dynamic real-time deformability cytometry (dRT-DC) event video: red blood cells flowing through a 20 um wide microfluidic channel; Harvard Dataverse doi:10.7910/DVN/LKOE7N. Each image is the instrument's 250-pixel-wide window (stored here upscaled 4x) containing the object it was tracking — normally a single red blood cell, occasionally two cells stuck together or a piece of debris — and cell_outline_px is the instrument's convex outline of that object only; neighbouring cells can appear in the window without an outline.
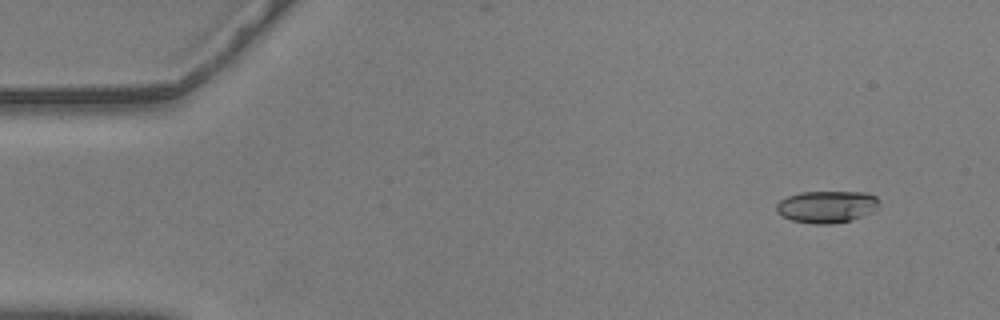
{"species": "common noctule bat (a hibernating species)", "species_latin": "Nyctalus noctula", "temperature_condition": "warm", "stored_images_in_passage": 57, "camera_frame_rate_fps": 3000, "um_per_image_px": 0.085, "animal": {"sex": "male", "body_mass_g": 20.5, "forearm_length_mm": 52.5}, "frame": {"image": 1, "passage_image": 5, "time_ms": 1.333, "image_size_px": [1000, 320], "cell_outline_px": [[880, 204], [876, 212], [852, 220], [832, 224], [812, 224], [792, 220], [780, 216], [776, 212], [776, 204], [780, 200], [788, 196], [800, 192], [868, 192], [876, 196], [880, 200]], "centroid_in_image_um": [70.32, 17.58], "position_along_channel_um": 14.7, "area_um2": 19.71}}
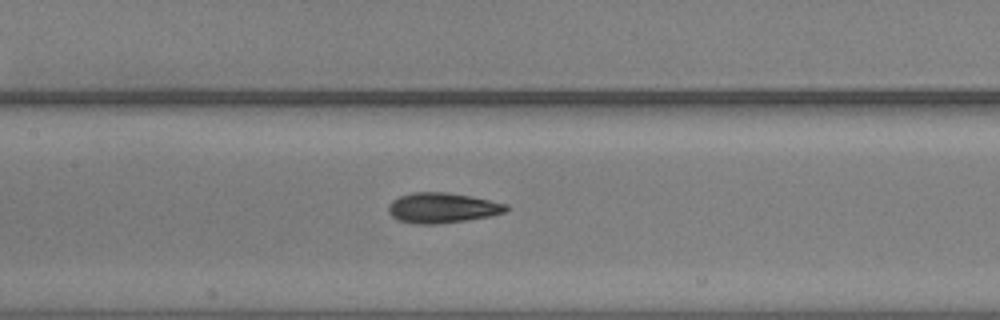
{"frame": {"image": 2, "passage_image": 27, "time_ms": 8.667, "image_size_px": [1000, 320], "cell_outline_px": [[508, 208], [504, 212], [488, 216], [440, 224], [416, 224], [396, 220], [388, 212], [388, 204], [392, 200], [400, 196], [412, 192], [448, 192], [472, 196], [508, 204]], "centroid_in_image_um": [37.55, 17.66], "position_along_channel_um": 169.9, "area_um2": 20.81}}
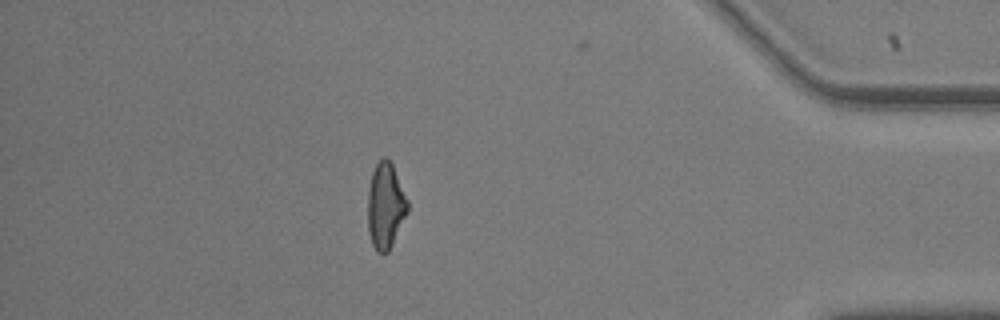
{"frame": {"image": 3, "passage_image": 50, "time_ms": 16.333, "image_size_px": [1000, 320], "cell_outline_px": [[408, 212], [388, 252], [376, 252], [372, 244], [368, 232], [368, 188], [372, 172], [376, 164], [384, 156], [392, 164], [408, 200]], "centroid_in_image_um": [32.76, 17.5], "position_along_channel_um": 402.4, "area_um2": 19.83}, "authors_computed_cell_mechanics": {"area_um2": 19.8832, "velocity_mm_per_s": 3.5916, "shape_relaxation_time_tau1_ms": 4.2271, "shape_relaxation_time_tau2_ms": 2.0102, "deformation_change_tau1": 0.181, "deformation_change_tau2": 0.1028}}